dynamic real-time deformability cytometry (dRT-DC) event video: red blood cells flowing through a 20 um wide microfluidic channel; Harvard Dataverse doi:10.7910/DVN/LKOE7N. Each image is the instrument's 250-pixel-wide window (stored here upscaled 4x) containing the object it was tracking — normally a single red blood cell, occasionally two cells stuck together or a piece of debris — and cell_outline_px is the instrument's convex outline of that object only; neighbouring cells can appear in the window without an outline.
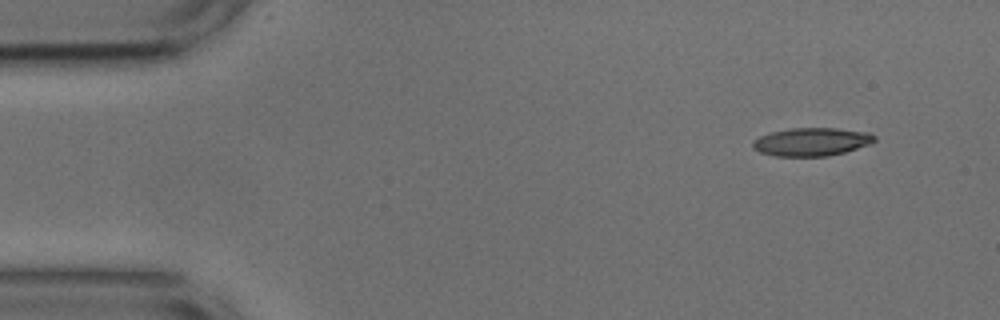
{"species": "common noctule bat (a hibernating species)", "species_latin": "Nyctalus noctula", "temperature_condition": "cold", "stored_images_in_passage": 49, "camera_frame_rate_fps": 3000, "um_per_image_px": 0.085, "animal": {"sex": "male", "body_mass_g": 17.9, "forearm_length_mm": 54.2}, "frame": {"image": 1, "passage_image": 1, "time_ms": 0.0, "image_size_px": [1000, 320], "cell_outline_px": [[876, 140], [868, 144], [844, 152], [828, 156], [772, 156], [760, 152], [752, 148], [752, 140], [760, 136], [772, 132], [792, 128], [836, 128], [868, 132], [876, 136]], "centroid_in_image_um": [68.95, 12.05], "position_along_channel_um": 16.0, "area_um2": 19.94}}
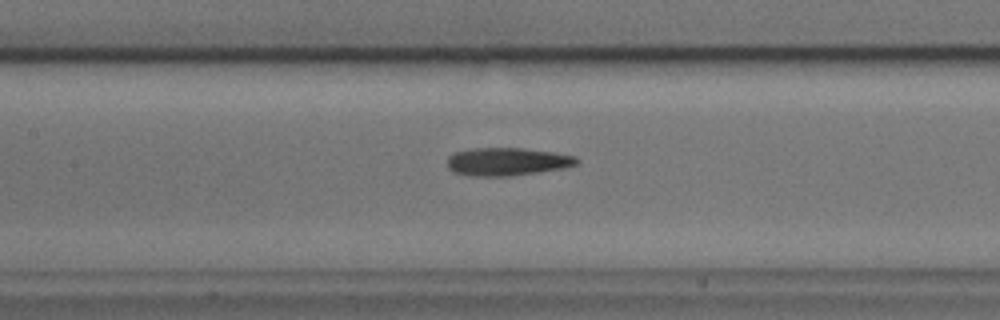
{"frame": {"image": 2, "passage_image": 20, "time_ms": 6.333, "image_size_px": [1000, 320], "cell_outline_px": [[580, 160], [576, 164], [564, 168], [508, 176], [472, 176], [452, 172], [448, 168], [448, 156], [452, 152], [472, 148], [524, 148], [556, 152], [576, 156]], "centroid_in_image_um": [43.09, 13.73], "position_along_channel_um": 164.3, "area_um2": 21.27}}
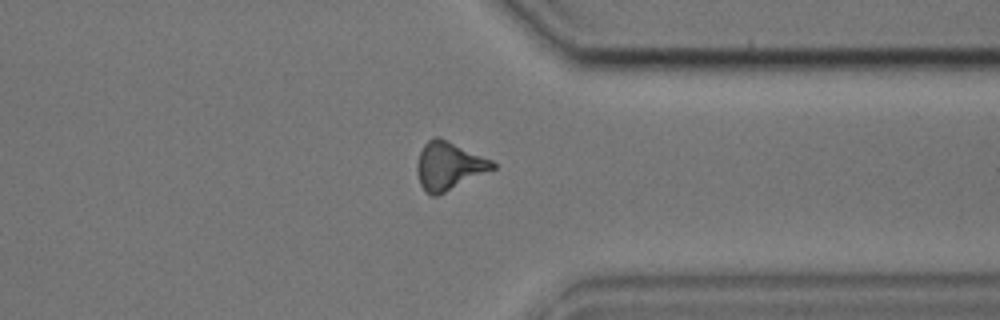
{"frame": {"image": 3, "passage_image": 37, "time_ms": 12.0, "image_size_px": [1000, 320], "cell_outline_px": [[496, 168], [436, 196], [432, 196], [420, 184], [416, 172], [416, 164], [420, 152], [424, 144], [428, 140], [436, 136], [440, 136], [492, 160], [496, 164]], "centroid_in_image_um": [38.14, 14.07], "position_along_channel_um": 373.3, "area_um2": 21.04}, "authors_computed_cell_mechanics": {"area_um2": 20.5768, "velocity_mm_per_s": 3.758, "shape_relaxation_time_tau1_ms": 4.9251, "shape_relaxation_time_tau2_ms": 5.5124, "deformation_change_tau1": 0.1662, "deformation_change_tau2": 0.1939}}